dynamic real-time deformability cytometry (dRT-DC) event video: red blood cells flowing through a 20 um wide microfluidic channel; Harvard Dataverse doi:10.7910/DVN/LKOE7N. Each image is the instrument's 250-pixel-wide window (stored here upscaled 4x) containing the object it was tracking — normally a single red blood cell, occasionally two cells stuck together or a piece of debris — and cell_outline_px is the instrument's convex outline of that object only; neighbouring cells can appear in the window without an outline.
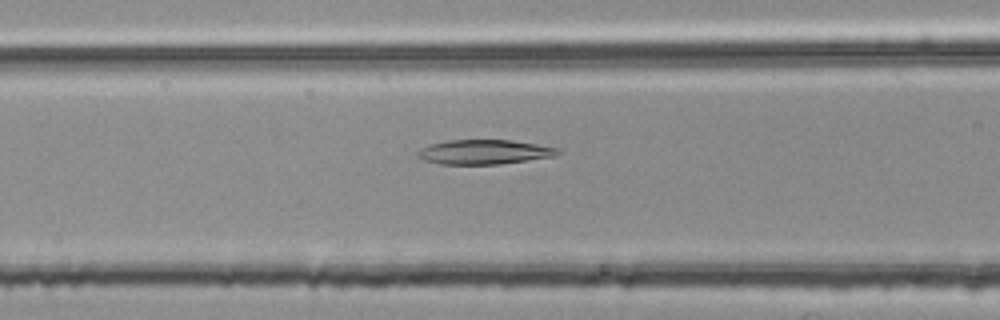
{"species": "common noctule bat (a hibernating species)", "species_latin": "Nyctalus noctula", "temperature_condition": "room temperature", "stored_images_in_passage": 25, "camera_frame_rate_fps": 3000, "um_per_image_px": 0.085, "animal": {"sex": "female", "body_mass_g": 25.1}, "frame": {"image": 1, "passage_image": 8, "time_ms": 2.333, "image_size_px": [1000, 320], "cell_outline_px": [[564, 152], [556, 156], [500, 164], [440, 164], [424, 160], [416, 156], [416, 152], [420, 148], [432, 144], [448, 140], [512, 140], [560, 148]], "centroid_in_image_um": [41.2, 12.92], "position_along_channel_um": 125.4, "area_um2": 20.17}}
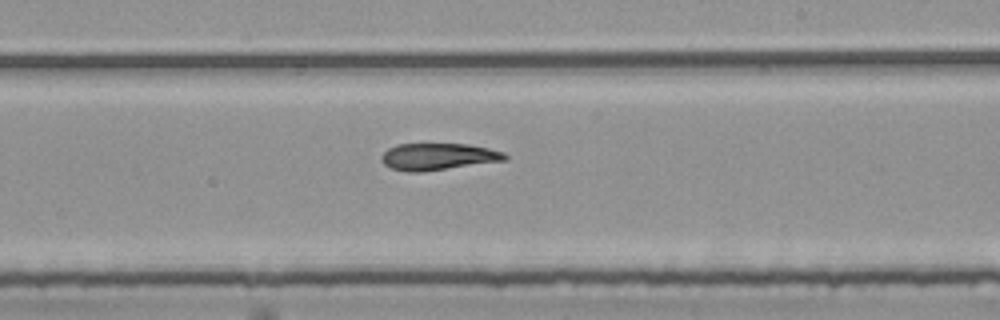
{"frame": {"image": 2, "passage_image": 18, "time_ms": 5.667, "image_size_px": [1000, 320], "cell_outline_px": [[508, 160], [420, 172], [408, 172], [392, 168], [384, 164], [380, 160], [380, 156], [388, 148], [396, 144], [468, 144], [488, 148], [504, 152], [508, 156]], "centroid_in_image_um": [37.23, 13.31], "position_along_channel_um": 251.8, "area_um2": 19.36}}
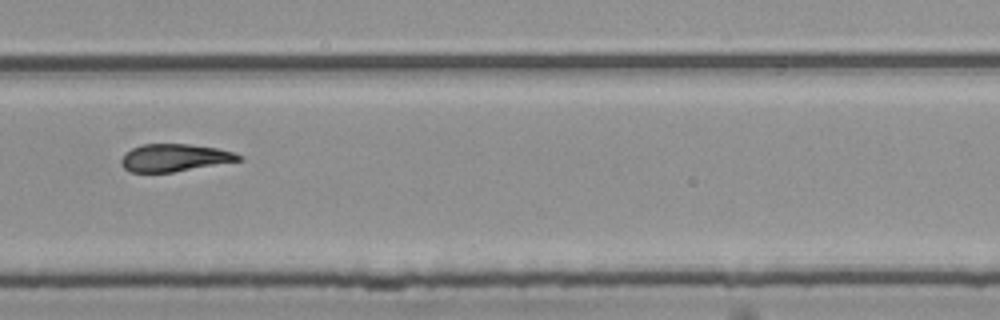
{"frame": {"image": 3, "passage_image": 23, "time_ms": 7.333, "image_size_px": [1000, 320], "cell_outline_px": [[244, 160], [172, 172], [132, 172], [124, 168], [120, 164], [120, 160], [124, 152], [140, 144], [188, 144], [216, 148], [232, 152], [240, 156]], "centroid_in_image_um": [14.78, 13.4], "position_along_channel_um": 315.0, "area_um2": 18.79}}